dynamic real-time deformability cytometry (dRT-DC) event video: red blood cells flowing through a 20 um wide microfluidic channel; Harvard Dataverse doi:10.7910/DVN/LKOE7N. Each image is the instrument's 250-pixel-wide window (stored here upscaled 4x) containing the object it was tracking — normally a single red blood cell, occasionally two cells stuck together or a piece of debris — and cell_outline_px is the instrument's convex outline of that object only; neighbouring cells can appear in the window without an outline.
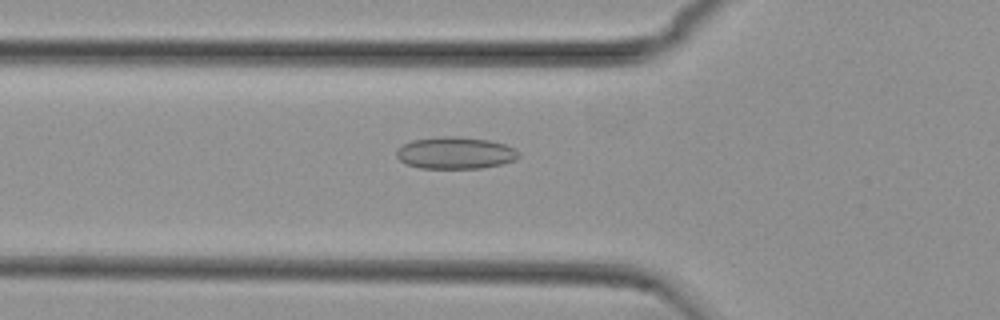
{"species": "common noctule bat (a hibernating species)", "species_latin": "Nyctalus noctula", "temperature_condition": "cold", "stored_images_in_passage": 42, "camera_frame_rate_fps": 3000, "um_per_image_px": 0.085, "animal": {"sex": "female", "body_mass_g": 29.2, "forearm_length_mm": 56.3}, "frame": {"image": 1, "passage_image": 5, "time_ms": 1.333, "image_size_px": [1000, 320], "cell_outline_px": [[520, 156], [516, 160], [504, 164], [480, 168], [420, 168], [408, 164], [400, 160], [396, 156], [396, 152], [404, 144], [412, 140], [440, 136], [456, 136], [488, 140], [504, 144], [516, 148], [520, 152]], "centroid_in_image_um": [38.76, 13.0], "position_along_channel_um": 87.0, "area_um2": 22.83}}
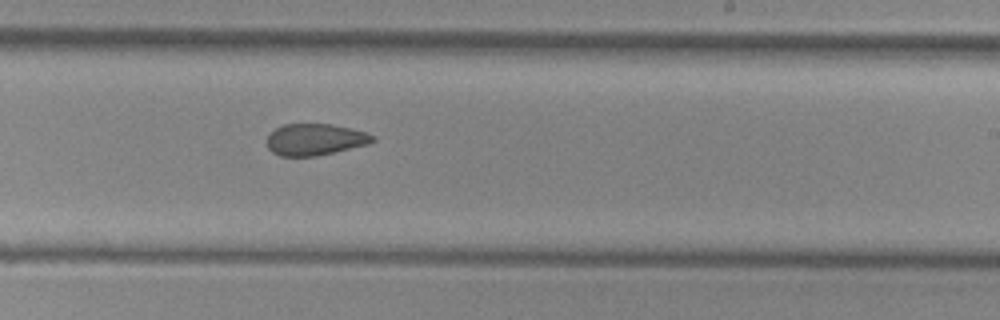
{"frame": {"image": 2, "passage_image": 19, "time_ms": 6.0, "image_size_px": [1000, 320], "cell_outline_px": [[376, 140], [368, 144], [336, 152], [316, 156], [280, 156], [272, 152], [268, 148], [268, 132], [284, 124], [328, 124], [348, 128], [364, 132], [376, 136]], "centroid_in_image_um": [26.77, 11.86], "position_along_channel_um": 262.2, "area_um2": 19.42}}
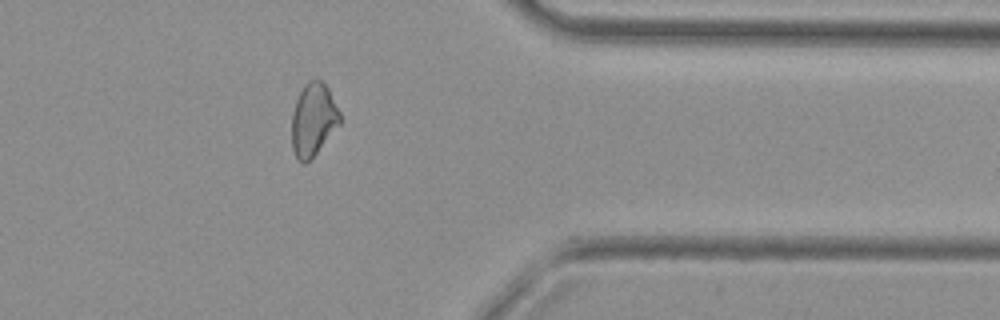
{"frame": {"image": 3, "passage_image": 30, "time_ms": 9.667, "image_size_px": [1000, 320], "cell_outline_px": [[340, 124], [312, 160], [304, 164], [296, 160], [292, 148], [292, 112], [296, 100], [304, 84], [308, 80], [320, 80], [328, 88], [340, 112]], "centroid_in_image_um": [26.62, 10.22], "position_along_channel_um": 384.8, "area_um2": 20.69}}